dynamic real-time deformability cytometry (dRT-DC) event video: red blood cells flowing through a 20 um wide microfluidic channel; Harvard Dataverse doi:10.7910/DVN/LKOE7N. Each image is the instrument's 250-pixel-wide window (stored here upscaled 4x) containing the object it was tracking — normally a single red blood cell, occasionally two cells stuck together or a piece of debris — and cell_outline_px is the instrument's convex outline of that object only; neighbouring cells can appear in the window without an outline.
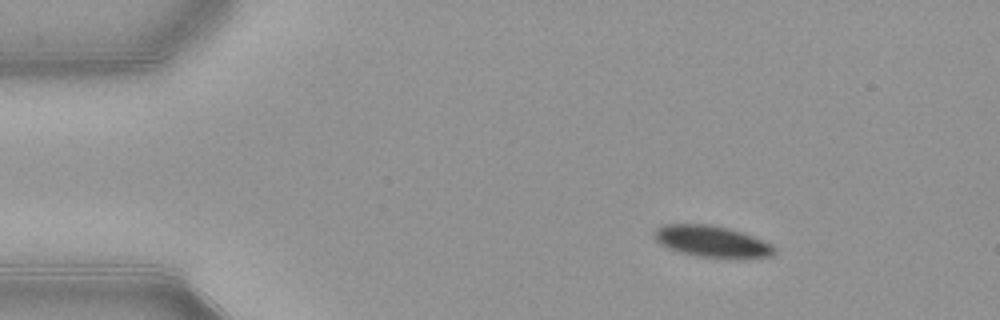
{"species": "common noctule bat (a hibernating species)", "species_latin": "Nyctalus noctula", "temperature_condition": "warm", "stored_images_in_passage": 46, "camera_frame_rate_fps": 3000, "um_per_image_px": 0.085, "animal": {"sex": "female", "body_mass_g": 21.9}, "frame": {"image": 1, "passage_image": 1, "time_ms": 0.0, "image_size_px": [1000, 320], "cell_outline_px": [[776, 252], [772, 256], [696, 256], [680, 252], [668, 248], [660, 244], [656, 240], [656, 228], [668, 224], [708, 224], [728, 228], [752, 236], [772, 244], [776, 248]], "centroid_in_image_um": [60.48, 20.49], "position_along_channel_um": 24.5, "area_um2": 21.15}}
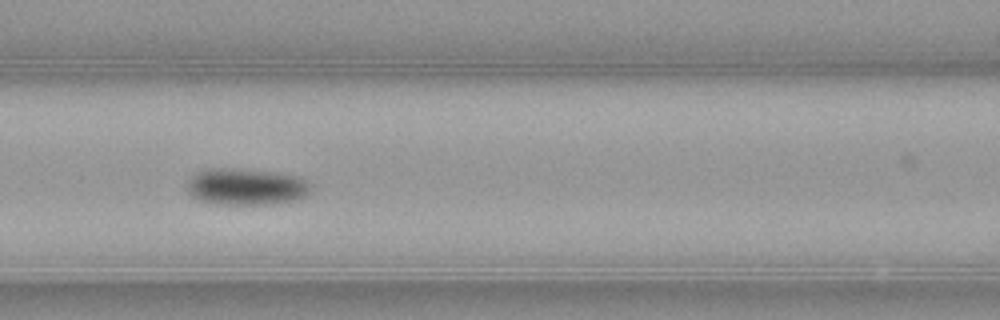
{"frame": {"image": 2, "passage_image": 16, "time_ms": 5.0, "image_size_px": [1000, 320], "cell_outline_px": [[308, 192], [304, 196], [296, 200], [272, 204], [212, 204], [200, 200], [192, 196], [188, 192], [188, 176], [204, 168], [232, 168], [280, 172], [300, 176], [308, 180]], "centroid_in_image_um": [20.88, 15.85], "position_along_channel_um": 145.7, "area_um2": 26.82}}
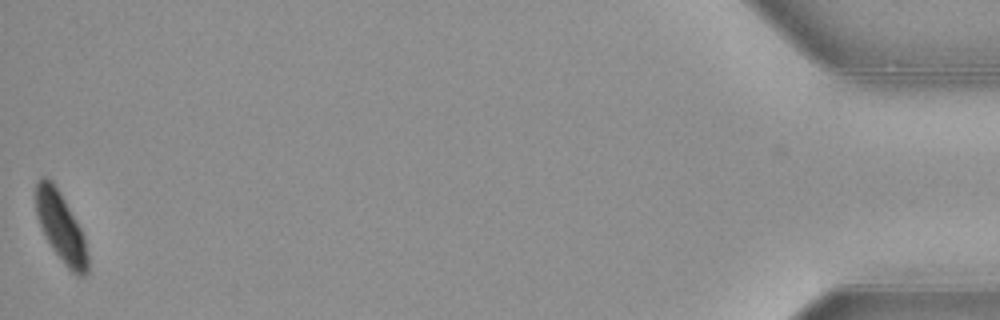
{"frame": {"image": 3, "passage_image": 46, "time_ms": 15.0, "image_size_px": [1000, 320], "cell_outline_px": [[88, 272], [84, 276], [76, 276], [64, 264], [52, 248], [44, 236], [36, 216], [36, 180], [40, 176], [44, 176], [52, 180], [60, 192], [76, 220], [84, 236], [88, 256]], "centroid_in_image_um": [5.16, 19.3], "position_along_channel_um": 430.0, "area_um2": 21.15}, "authors_computed_cell_mechanics": {"area_um2": 23.9003, "velocity_mm_per_s": 3.8769, "shape_relaxation_time_tau1_ms": 2.0705, "shape_relaxation_time_tau2_ms": null, "deformation_change_tau1": 0.0938, "deformation_change_tau2": null}}